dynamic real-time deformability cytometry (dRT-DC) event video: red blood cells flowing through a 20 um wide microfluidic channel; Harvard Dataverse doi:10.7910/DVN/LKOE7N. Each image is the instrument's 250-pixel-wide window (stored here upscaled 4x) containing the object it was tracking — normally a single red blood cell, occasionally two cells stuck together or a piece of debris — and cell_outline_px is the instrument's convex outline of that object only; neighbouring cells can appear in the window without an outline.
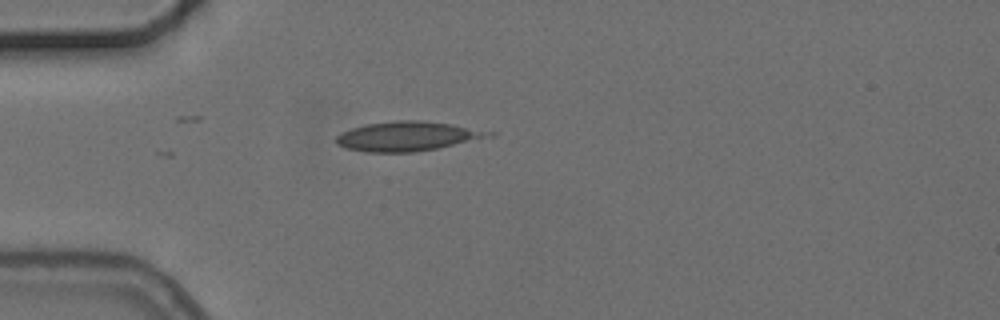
{"species": "common noctule bat (a hibernating species)", "species_latin": "Nyctalus noctula", "temperature_condition": "cold", "stored_images_in_passage": 3, "camera_frame_rate_fps": 3000, "um_per_image_px": 0.085, "animal": {"sex": "female", "body_mass_g": 24.6, "forearm_length_mm": 56.2}, "frame": {"image": 1, "passage_image": 3, "time_ms": 2.667, "image_size_px": [1000, 320], "cell_outline_px": [[496, 136], [436, 148], [412, 152], [368, 152], [348, 148], [336, 144], [336, 136], [352, 128], [368, 124], [396, 120], [420, 120], [452, 124], [496, 132]], "centroid_in_image_um": [34.7, 11.57], "position_along_channel_um": 50.3, "area_um2": 26.01}}